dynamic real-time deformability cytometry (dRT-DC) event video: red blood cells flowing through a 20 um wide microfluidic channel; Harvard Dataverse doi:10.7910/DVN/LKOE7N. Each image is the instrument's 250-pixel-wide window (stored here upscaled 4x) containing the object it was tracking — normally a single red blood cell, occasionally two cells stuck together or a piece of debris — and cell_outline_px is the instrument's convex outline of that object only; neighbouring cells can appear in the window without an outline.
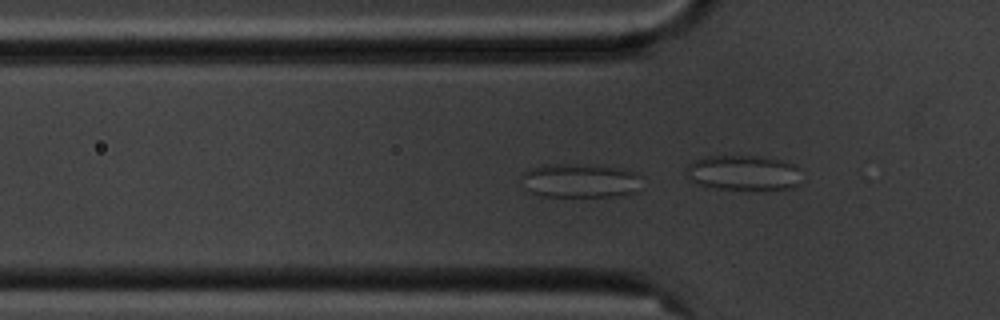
{"species": "common noctule bat (a hibernating species)", "species_latin": "Nyctalus noctula", "temperature_condition": "cold", "stored_images_in_passage": 6, "camera_frame_rate_fps": 3000, "um_per_image_px": 0.085, "animal": {"sex": "male", "body_mass_g": 20.1, "forearm_length_mm": 53.5}, "frame": {"image": 1, "passage_image": 6, "time_ms": 5.667, "image_size_px": [1000, 320], "cell_outline_px": [[640, 176], [636, 192], [612, 196], [540, 196], [524, 188], [520, 176], [524, 172], [532, 168], [544, 164], [604, 164], [628, 168], [636, 172]], "centroid_in_image_um": [49.31, 15.32], "position_along_channel_um": 76.5, "area_um2": 24.39}}